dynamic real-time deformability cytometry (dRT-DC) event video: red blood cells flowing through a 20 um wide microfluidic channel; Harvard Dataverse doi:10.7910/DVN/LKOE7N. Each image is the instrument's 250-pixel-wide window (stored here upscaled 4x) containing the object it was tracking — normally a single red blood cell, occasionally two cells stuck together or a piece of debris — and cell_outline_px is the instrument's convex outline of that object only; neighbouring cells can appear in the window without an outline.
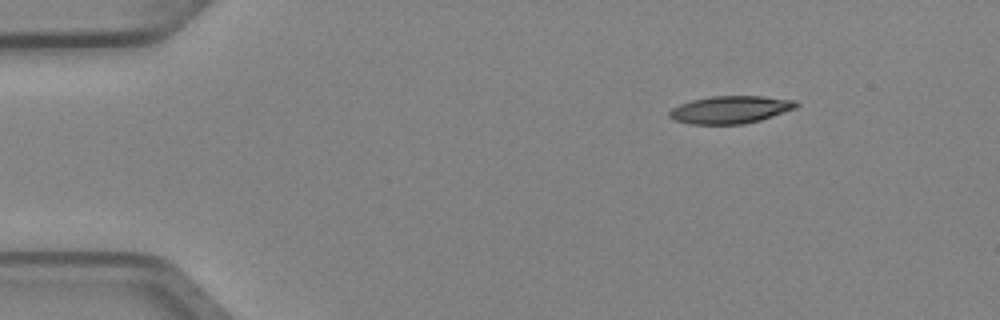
{"species": "Egyptian fruit bat (a non-hibernating species)", "species_latin": "Rousettus aegyptiacus", "temperature_condition": "cold", "stored_images_in_passage": 5, "camera_frame_rate_fps": 3000, "um_per_image_px": 0.085, "animal": {"sex": "female"}, "frame": {"image": 1, "passage_image": 1, "time_ms": 0.0, "image_size_px": [1000, 320], "cell_outline_px": [[800, 104], [796, 108], [760, 120], [744, 124], [688, 124], [676, 120], [668, 116], [668, 112], [672, 108], [680, 104], [692, 100], [712, 96], [764, 96], [796, 100]], "centroid_in_image_um": [62.1, 9.32], "position_along_channel_um": 22.9, "area_um2": 20.4}}
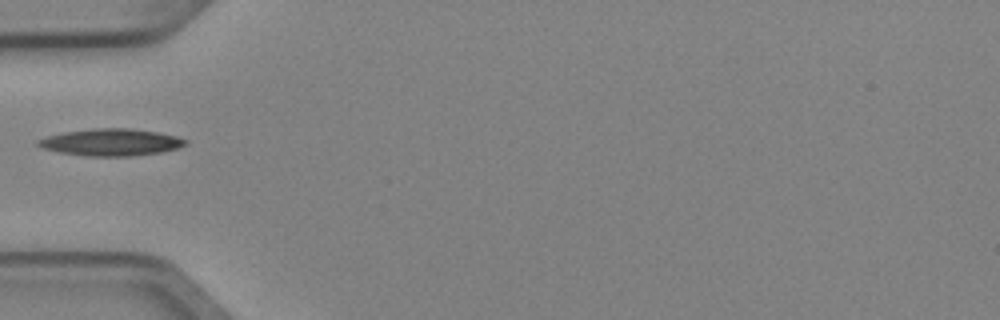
{"frame": {"image": 2, "passage_image": 4, "time_ms": 1.0, "image_size_px": [1000, 320], "cell_outline_px": [[188, 144], [176, 148], [160, 152], [132, 156], [88, 156], [60, 152], [44, 148], [36, 144], [36, 140], [48, 136], [64, 132], [96, 128], [132, 128], [156, 132], [176, 136], [188, 140]], "centroid_in_image_um": [9.45, 12.09], "position_along_channel_um": 75.5, "area_um2": 23.0}}
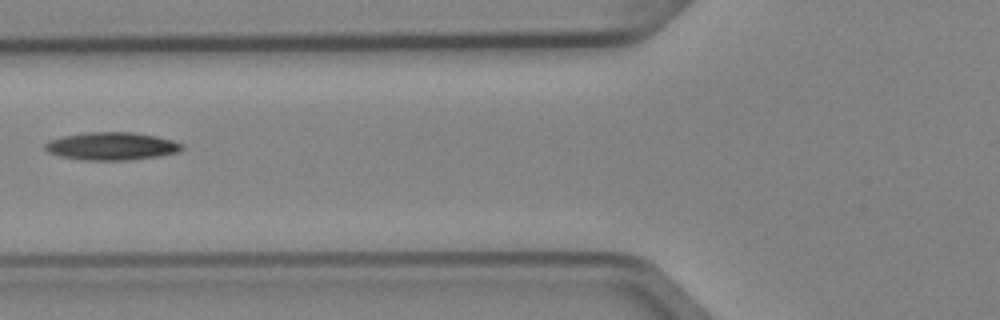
{"frame": {"image": 3, "passage_image": 5, "time_ms": 1.333, "image_size_px": [1000, 320], "cell_outline_px": [[184, 148], [180, 152], [160, 156], [128, 160], [84, 160], [60, 156], [48, 152], [44, 148], [44, 144], [48, 140], [64, 136], [88, 132], [132, 132], [156, 136], [172, 140], [184, 144]], "centroid_in_image_um": [9.51, 12.42], "position_along_channel_um": 116.3, "area_um2": 22.31}}